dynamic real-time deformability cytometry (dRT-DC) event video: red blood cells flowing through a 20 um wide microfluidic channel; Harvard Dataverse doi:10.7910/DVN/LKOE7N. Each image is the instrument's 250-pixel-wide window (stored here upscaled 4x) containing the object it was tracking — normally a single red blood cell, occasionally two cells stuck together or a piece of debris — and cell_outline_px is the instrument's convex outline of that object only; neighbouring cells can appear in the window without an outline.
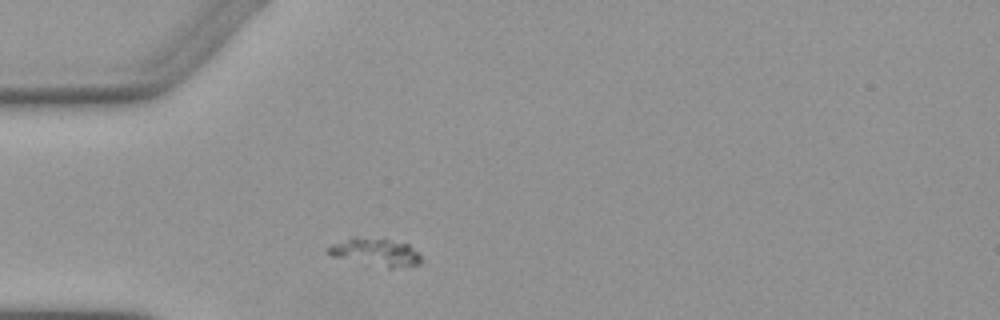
{"species": "Egyptian fruit bat (a non-hibernating species)", "species_latin": "Rousettus aegyptiacus", "temperature_condition": "warm", "stored_images_in_passage": 1, "camera_frame_rate_fps": 3000, "um_per_image_px": 0.085, "animal": {"sex": "female"}, "frame": {"image": 1, "passage_image": 1, "time_ms": 0.0, "image_size_px": [1000, 320], "cell_outline_px": [[420, 264], [392, 268], [388, 268], [332, 256], [328, 252], [328, 248], [332, 244], [352, 236], [384, 236], [408, 244], [420, 252]], "centroid_in_image_um": [31.97, 21.37], "position_along_channel_um": 53.0, "area_um2": 15.43}}